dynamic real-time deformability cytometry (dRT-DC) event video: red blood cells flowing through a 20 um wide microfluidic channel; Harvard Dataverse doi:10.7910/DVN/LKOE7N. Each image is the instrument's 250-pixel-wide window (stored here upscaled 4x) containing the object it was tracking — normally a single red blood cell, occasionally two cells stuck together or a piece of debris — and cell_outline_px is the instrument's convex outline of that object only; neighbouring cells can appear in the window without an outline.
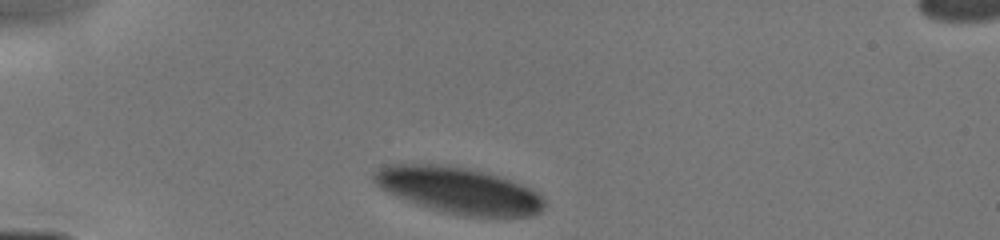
{"species": "human", "species_latin": "Homo sapiens", "temperature_condition": "cold", "stored_images_in_passage": 6, "camera_frame_rate_fps": 3000, "um_per_image_px": 0.085, "donor": {"sex": "male"}, "frame": {"image": 1, "passage_image": 1, "time_ms": 0.0, "image_size_px": [1000, 240], "cell_outline_px": [[544, 208], [540, 212], [532, 216], [464, 216], [416, 204], [396, 196], [380, 188], [372, 180], [372, 172], [380, 168], [392, 164], [436, 164], [468, 168], [512, 180], [536, 192], [544, 200]], "centroid_in_image_um": [38.96, 16.17], "position_along_channel_um": 46.0, "area_um2": 45.49}}
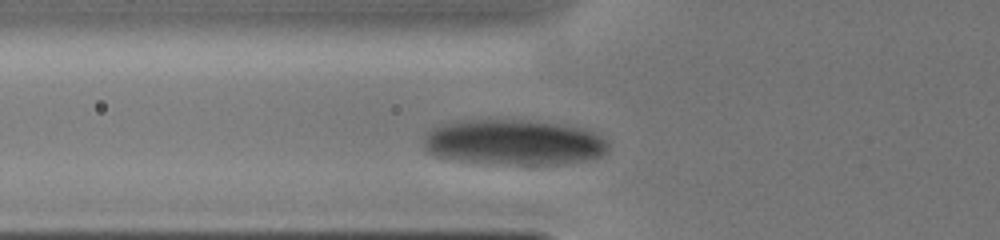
{"frame": {"image": 2, "passage_image": 5, "time_ms": 1.667, "image_size_px": [1000, 240], "cell_outline_px": [[608, 148], [600, 156], [588, 160], [556, 164], [484, 164], [452, 160], [436, 156], [424, 152], [424, 136], [432, 128], [440, 124], [456, 120], [488, 116], [536, 120], [584, 128], [608, 140]], "centroid_in_image_um": [43.57, 12.05], "position_along_channel_um": 82.2, "area_um2": 50.86}}